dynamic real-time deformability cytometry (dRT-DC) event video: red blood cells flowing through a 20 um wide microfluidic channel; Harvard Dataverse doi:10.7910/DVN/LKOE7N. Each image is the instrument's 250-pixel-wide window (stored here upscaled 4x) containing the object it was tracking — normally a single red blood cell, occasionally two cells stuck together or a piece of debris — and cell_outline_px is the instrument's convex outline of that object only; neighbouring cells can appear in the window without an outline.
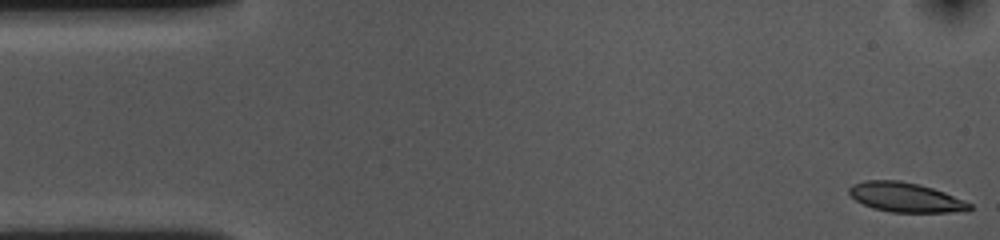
{"species": "common noctule bat (a hibernating species)", "species_latin": "Nyctalus noctula", "temperature_condition": "cold", "stored_images_in_passage": 54, "camera_frame_rate_fps": 3000, "um_per_image_px": 0.085, "animal": {"sex": "female", "body_mass_g": 10.0, "forearm_length_mm": 53.1}, "frame": {"image": 1, "passage_image": 1, "time_ms": 0.0, "image_size_px": [1000, 240], "cell_outline_px": [[972, 208], [968, 212], [892, 212], [872, 208], [856, 200], [848, 192], [848, 188], [852, 184], [864, 180], [900, 180], [920, 184], [944, 192], [964, 200], [972, 204]], "centroid_in_image_um": [76.99, 16.77], "position_along_channel_um": 8.0, "area_um2": 20.87}}
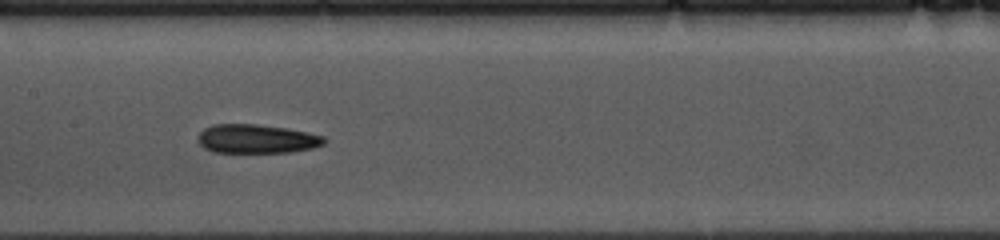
{"frame": {"image": 2, "passage_image": 25, "time_ms": 8.0, "image_size_px": [1000, 240], "cell_outline_px": [[328, 140], [324, 144], [312, 148], [292, 152], [212, 152], [204, 148], [196, 140], [200, 132], [204, 128], [212, 124], [256, 124], [288, 128], [324, 136]], "centroid_in_image_um": [21.81, 11.8], "position_along_channel_um": 185.6, "area_um2": 21.44}}
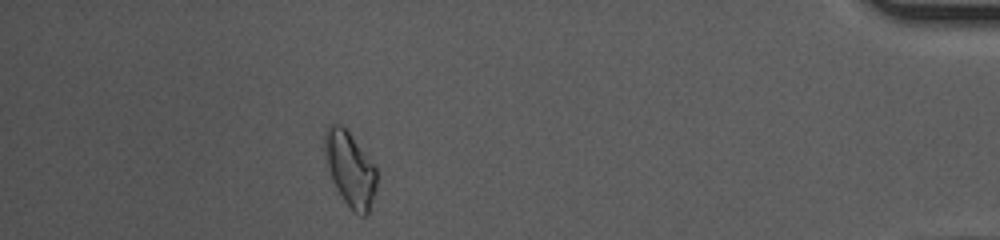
{"frame": {"image": 3, "passage_image": 48, "time_ms": 15.667, "image_size_px": [1000, 240], "cell_outline_px": [[376, 188], [368, 216], [360, 216], [344, 200], [336, 188], [332, 180], [328, 168], [324, 152], [324, 132], [328, 124], [340, 124], [352, 136], [376, 168]], "centroid_in_image_um": [29.74, 14.36], "position_along_channel_um": 405.5, "area_um2": 22.31}, "authors_computed_cell_mechanics": {"area_um2": 21.4149, "velocity_mm_per_s": 3.6021, "shape_relaxation_time_tau1_ms": 3.8473, "shape_relaxation_time_tau2_ms": 4.9948, "deformation_change_tau1": 0.1248, "deformation_change_tau2": 0.1424}}